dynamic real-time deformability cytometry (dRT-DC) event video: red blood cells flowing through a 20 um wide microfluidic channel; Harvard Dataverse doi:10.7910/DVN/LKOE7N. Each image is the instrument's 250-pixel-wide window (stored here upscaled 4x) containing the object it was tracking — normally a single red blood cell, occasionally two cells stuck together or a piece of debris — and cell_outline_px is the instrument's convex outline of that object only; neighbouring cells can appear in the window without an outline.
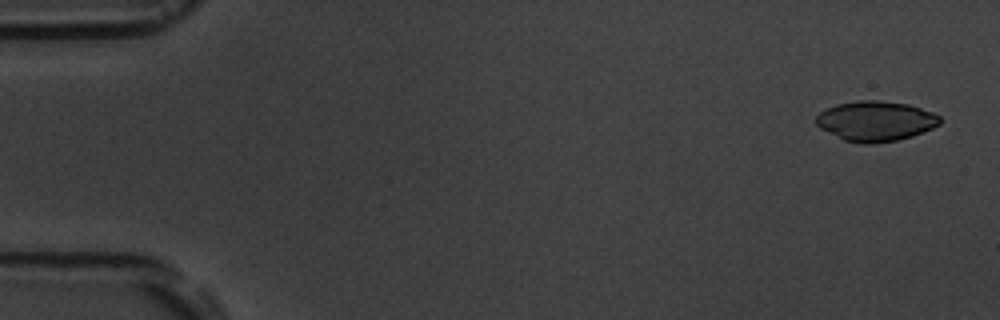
{"species": "common noctule bat (a hibernating species)", "species_latin": "Nyctalus noctula", "temperature_condition": "room temperature", "stored_images_in_passage": 5, "camera_frame_rate_fps": 3000, "um_per_image_px": 0.085, "animal": {"sex": "male", "body_mass_g": 19.5, "forearm_length_mm": 54.6}, "frame": {"image": 1, "passage_image": 1, "time_ms": 0.0, "image_size_px": [1000, 320], "cell_outline_px": [[940, 124], [932, 128], [912, 136], [896, 140], [872, 144], [860, 144], [844, 140], [820, 128], [816, 124], [816, 116], [820, 112], [836, 104], [860, 100], [880, 100], [908, 104], [932, 112], [940, 116]], "centroid_in_image_um": [74.42, 10.29], "position_along_channel_um": 10.6, "area_um2": 28.84}}